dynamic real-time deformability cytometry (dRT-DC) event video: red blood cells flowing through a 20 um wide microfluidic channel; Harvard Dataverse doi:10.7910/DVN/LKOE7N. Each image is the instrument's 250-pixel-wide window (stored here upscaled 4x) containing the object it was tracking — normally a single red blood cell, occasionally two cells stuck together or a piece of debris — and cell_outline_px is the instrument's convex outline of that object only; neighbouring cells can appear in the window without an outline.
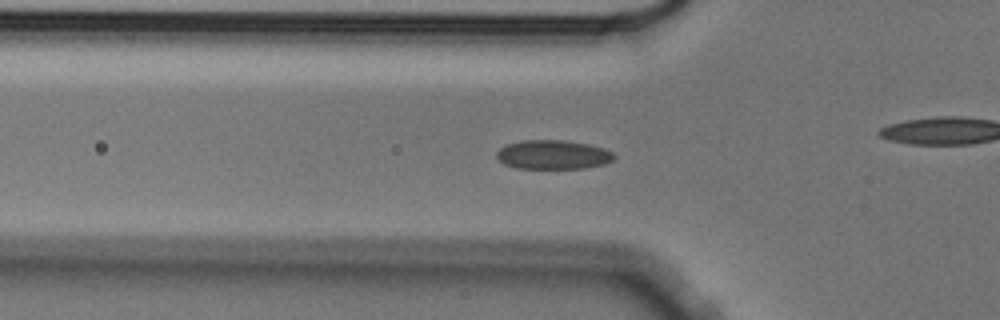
{"species": "Egyptian fruit bat (a non-hibernating species)", "species_latin": "Rousettus aegyptiacus", "temperature_condition": "cold", "stored_images_in_passage": 58, "camera_frame_rate_fps": 3000, "um_per_image_px": 0.085, "animal": {"sex": "male"}, "frame": {"image": 1, "passage_image": 19, "time_ms": 6.0, "image_size_px": [1000, 320], "cell_outline_px": [[616, 156], [612, 160], [604, 164], [584, 168], [516, 168], [504, 164], [496, 156], [496, 152], [500, 148], [508, 144], [520, 140], [564, 140], [588, 144], [604, 148], [612, 152]], "centroid_in_image_um": [47.0, 13.14], "position_along_channel_um": 78.8, "area_um2": 19.88}}
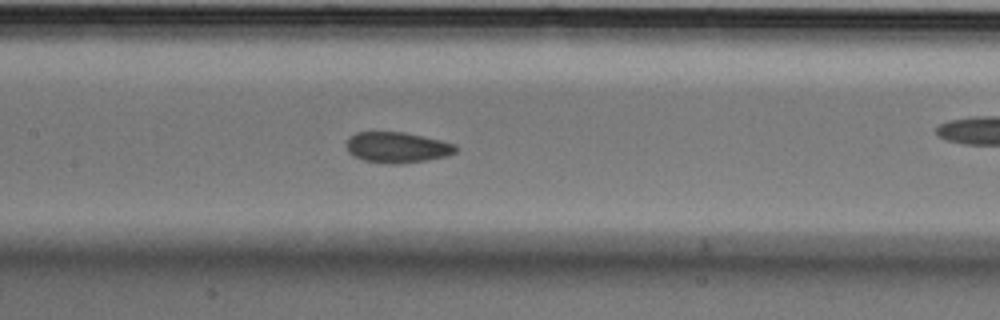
{"frame": {"image": 2, "passage_image": 27, "time_ms": 8.667, "image_size_px": [1000, 320], "cell_outline_px": [[456, 152], [444, 156], [428, 160], [400, 164], [384, 164], [364, 160], [348, 152], [348, 136], [356, 132], [404, 132], [440, 140], [456, 144]], "centroid_in_image_um": [33.76, 12.53], "position_along_channel_um": 173.6, "area_um2": 19.48}}
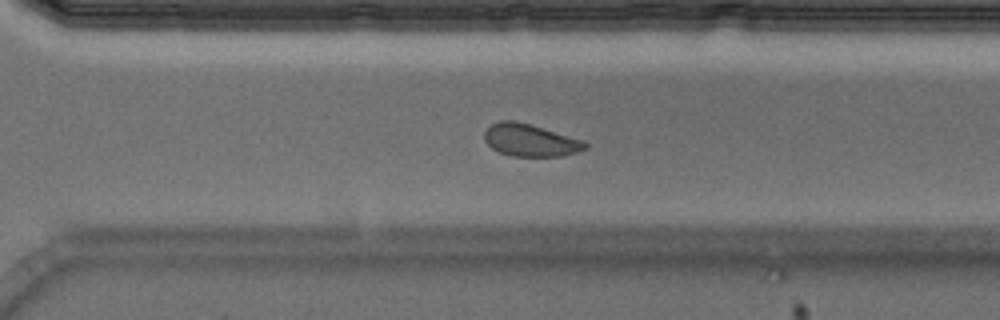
{"frame": {"image": 3, "passage_image": 40, "time_ms": 13.0, "image_size_px": [1000, 320], "cell_outline_px": [[588, 148], [576, 152], [560, 156], [512, 156], [500, 152], [492, 148], [484, 140], [484, 132], [492, 124], [500, 120], [512, 120], [528, 124], [584, 140], [588, 144]], "centroid_in_image_um": [45.07, 11.92], "position_along_channel_um": 325.5, "area_um2": 18.79}, "authors_computed_cell_mechanics": {"area_um2": 19.941, "velocity_mm_per_s": 3.5201, "shape_relaxation_time_tau1_ms": 3.8145, "shape_relaxation_time_tau2_ms": 1.1124, "deformation_change_tau1": 0.0759, "deformation_change_tau2": 0.0431}}